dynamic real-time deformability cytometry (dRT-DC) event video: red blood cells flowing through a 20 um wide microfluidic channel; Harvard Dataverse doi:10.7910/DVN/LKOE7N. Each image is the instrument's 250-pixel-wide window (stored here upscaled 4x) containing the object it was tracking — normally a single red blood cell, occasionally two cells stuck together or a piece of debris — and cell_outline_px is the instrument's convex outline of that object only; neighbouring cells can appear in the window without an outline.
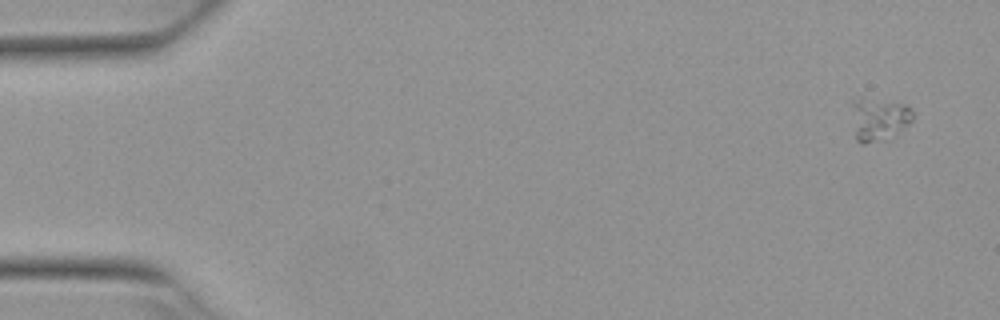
{"species": "Egyptian fruit bat (a non-hibernating species)", "species_latin": "Rousettus aegyptiacus", "temperature_condition": "warm", "stored_images_in_passage": 7, "camera_frame_rate_fps": 3000, "um_per_image_px": 0.085, "animal": {"sex": "female"}, "frame": {"image": 1, "passage_image": 1, "time_ms": 0.0, "image_size_px": [1000, 320], "cell_outline_px": [[912, 120], [896, 136], [884, 140], [864, 144], [860, 144], [856, 140], [852, 104], [852, 100], [860, 96], [904, 104], [912, 108]], "centroid_in_image_um": [74.71, 10.13], "position_along_channel_um": 10.3, "area_um2": 15.49}}
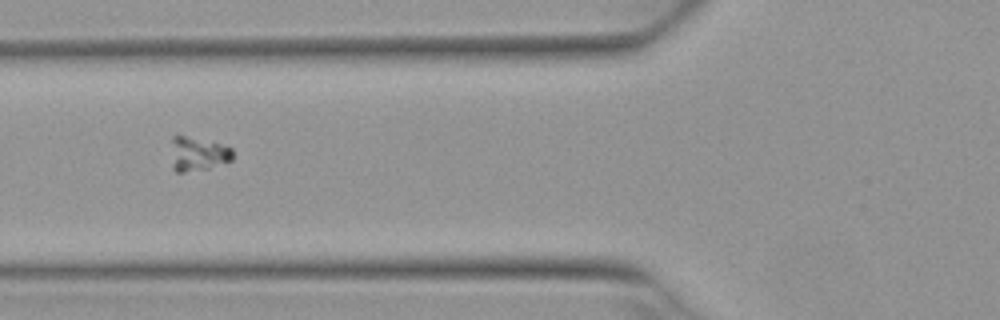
{"frame": {"image": 2, "passage_image": 6, "time_ms": 1.667, "image_size_px": [1000, 320], "cell_outline_px": [[232, 160], [208, 168], [184, 172], [176, 172], [172, 168], [172, 136], [176, 132], [228, 144], [232, 148]], "centroid_in_image_um": [16.81, 13.01], "position_along_channel_um": 109.0, "area_um2": 12.83}}
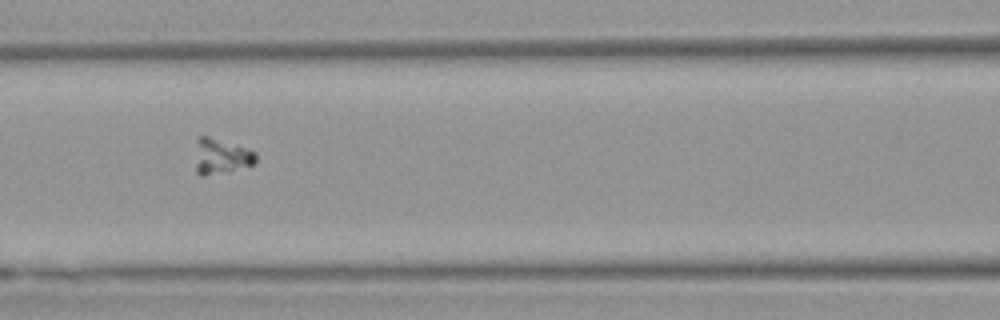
{"frame": {"image": 3, "passage_image": 7, "time_ms": 2.0, "image_size_px": [1000, 320], "cell_outline_px": [[256, 164], [228, 172], [204, 176], [200, 176], [196, 172], [196, 136], [208, 136], [256, 152]], "centroid_in_image_um": [18.77, 13.31], "position_along_channel_um": 147.8, "area_um2": 12.54}}